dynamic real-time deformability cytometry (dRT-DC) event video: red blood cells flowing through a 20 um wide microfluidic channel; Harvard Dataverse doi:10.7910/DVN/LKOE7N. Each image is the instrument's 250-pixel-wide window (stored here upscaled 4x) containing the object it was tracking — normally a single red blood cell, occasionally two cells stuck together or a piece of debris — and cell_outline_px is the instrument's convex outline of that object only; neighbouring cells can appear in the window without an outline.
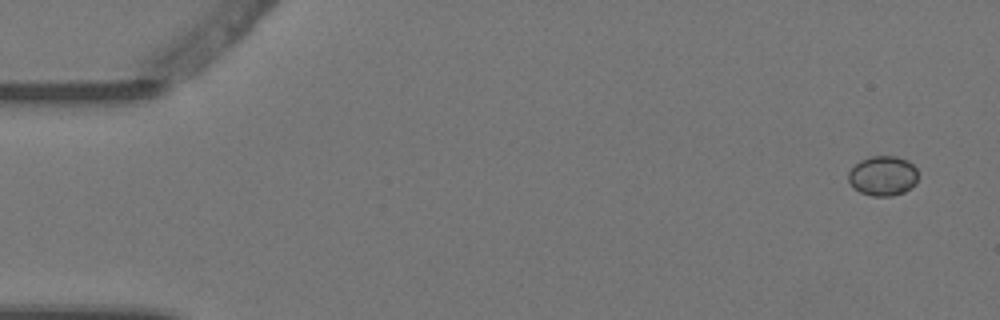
{"species": "Egyptian fruit bat (a non-hibernating species)", "species_latin": "Rousettus aegyptiacus", "temperature_condition": "warm", "stored_images_in_passage": 4, "camera_frame_rate_fps": 3000, "um_per_image_px": 0.085, "animal": {"sex": "female"}, "frame": {"image": 1, "passage_image": 1, "time_ms": 0.0, "image_size_px": [1000, 320], "cell_outline_px": [[916, 184], [904, 192], [892, 196], [872, 196], [860, 192], [848, 180], [848, 172], [860, 160], [872, 156], [896, 156], [908, 160], [916, 168]], "centroid_in_image_um": [75.05, 14.94], "position_along_channel_um": 9.9, "area_um2": 16.07}}
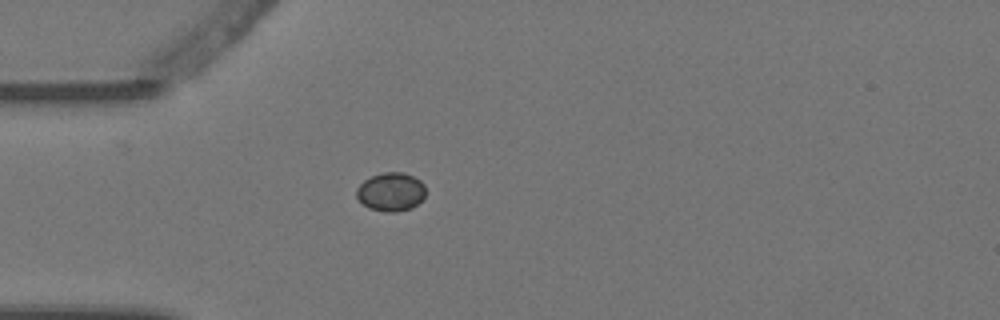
{"frame": {"image": 2, "passage_image": 4, "time_ms": 1.0, "image_size_px": [1000, 320], "cell_outline_px": [[424, 196], [412, 208], [396, 212], [384, 212], [368, 208], [356, 196], [356, 188], [364, 180], [372, 176], [384, 172], [404, 172], [420, 180], [424, 184]], "centroid_in_image_um": [33.21, 16.31], "position_along_channel_um": 51.8, "area_um2": 15.49}}